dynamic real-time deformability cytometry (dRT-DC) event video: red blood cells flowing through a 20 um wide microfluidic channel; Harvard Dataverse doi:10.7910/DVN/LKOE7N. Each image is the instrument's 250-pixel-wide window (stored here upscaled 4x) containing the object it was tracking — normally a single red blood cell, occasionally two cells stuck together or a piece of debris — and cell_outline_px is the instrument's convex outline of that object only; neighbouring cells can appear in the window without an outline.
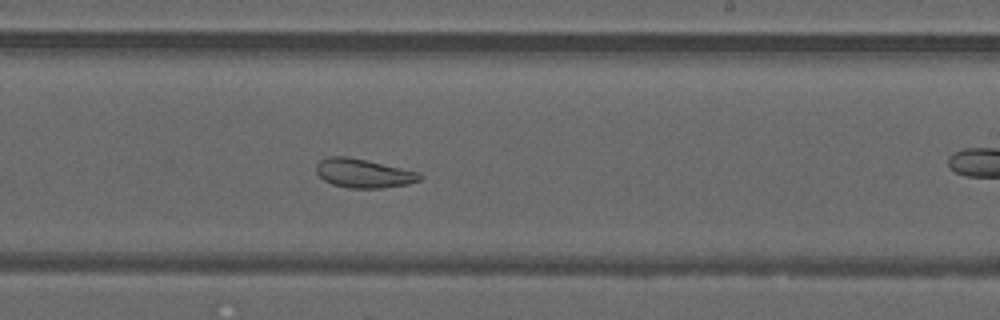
{"species": "common noctule bat (a hibernating species)", "species_latin": "Nyctalus noctula", "temperature_condition": "warm", "stored_images_in_passage": 48, "camera_frame_rate_fps": 3000, "um_per_image_px": 0.085, "animal": {"sex": "male", "forearm_length_mm": 52.5}, "frame": {"image": 1, "passage_image": 28, "time_ms": 9.0, "image_size_px": [1000, 320], "cell_outline_px": [[424, 176], [420, 180], [408, 184], [380, 188], [352, 188], [332, 184], [324, 180], [316, 172], [316, 164], [320, 160], [328, 156], [348, 156], [420, 172]], "centroid_in_image_um": [30.91, 14.72], "position_along_channel_um": 258.1, "area_um2": 17.46}, "authors_computed_cell_mechanics": {"area_um2": 23.1778, "velocity_mm_per_s": 4.1933, "shape_relaxation_time_tau1_ms": null, "shape_relaxation_time_tau2_ms": 1.6167, "deformation_change_tau1": null, "deformation_change_tau2": 0.0848}}